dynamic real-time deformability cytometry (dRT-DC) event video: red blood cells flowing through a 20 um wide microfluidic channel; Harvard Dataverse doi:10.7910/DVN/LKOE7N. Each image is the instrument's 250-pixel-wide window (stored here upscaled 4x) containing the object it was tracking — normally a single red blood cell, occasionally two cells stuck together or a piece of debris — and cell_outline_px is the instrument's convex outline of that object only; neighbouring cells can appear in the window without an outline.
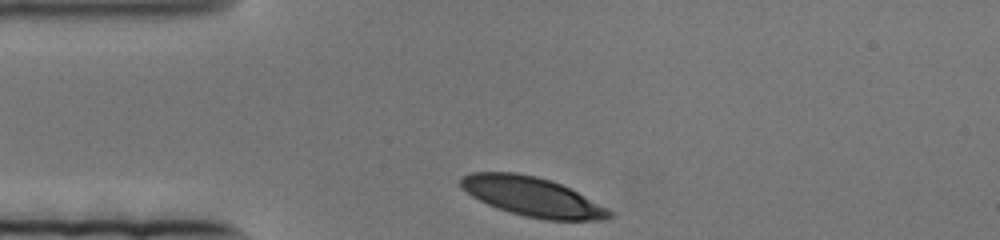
{"species": "human", "species_latin": "Homo sapiens", "temperature_condition": "cold", "stored_images_in_passage": 48, "camera_frame_rate_fps": 3000, "um_per_image_px": 0.085, "donor": {"sex": "female"}, "frame": {"image": 1, "passage_image": 1, "time_ms": 0.0, "image_size_px": [1000, 240], "cell_outline_px": [[612, 216], [608, 220], [544, 220], [524, 216], [488, 204], [472, 196], [460, 184], [460, 176], [472, 172], [516, 172], [536, 176], [552, 180], [608, 208], [612, 212]], "centroid_in_image_um": [45.26, 16.72], "position_along_channel_um": 39.7, "area_um2": 33.7}}
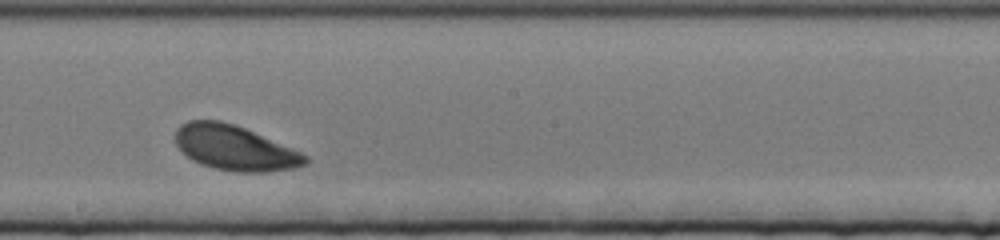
{"frame": {"image": 2, "passage_image": 28, "time_ms": 9.0, "image_size_px": [1000, 240], "cell_outline_px": [[308, 164], [292, 168], [264, 172], [236, 172], [216, 168], [200, 164], [192, 160], [176, 144], [176, 128], [180, 124], [188, 120], [220, 120], [236, 124], [292, 148], [308, 156]], "centroid_in_image_um": [19.95, 12.56], "position_along_channel_um": 228.2, "area_um2": 33.93}}
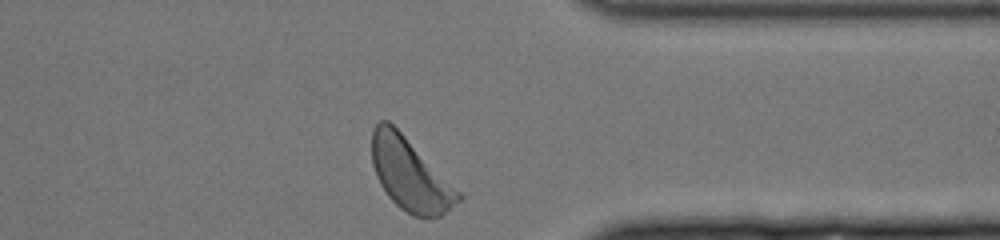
{"frame": {"image": 3, "passage_image": 48, "time_ms": 15.667, "image_size_px": [1000, 240], "cell_outline_px": [[464, 196], [460, 200], [440, 216], [412, 216], [400, 208], [388, 196], [380, 184], [376, 176], [372, 164], [372, 128], [380, 120], [388, 120]], "centroid_in_image_um": [34.82, 14.83], "position_along_channel_um": 376.6, "area_um2": 35.6}}